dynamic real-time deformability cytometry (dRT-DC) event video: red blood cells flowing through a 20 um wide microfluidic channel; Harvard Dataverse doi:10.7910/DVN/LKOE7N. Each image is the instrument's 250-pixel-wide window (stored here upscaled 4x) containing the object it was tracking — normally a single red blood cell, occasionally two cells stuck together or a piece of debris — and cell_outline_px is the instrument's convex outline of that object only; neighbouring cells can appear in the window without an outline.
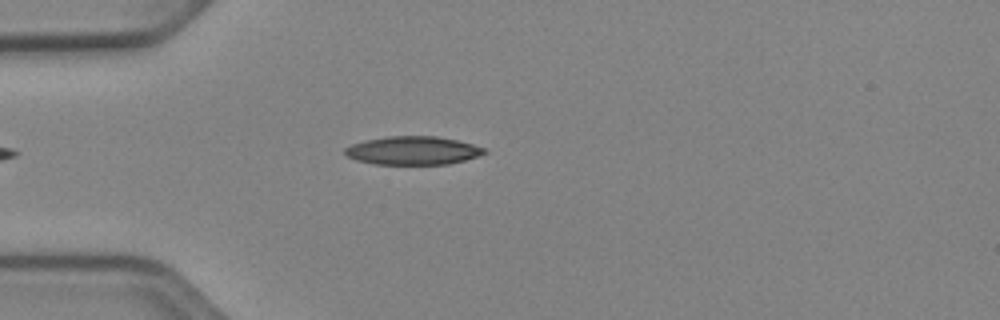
{"species": "Egyptian fruit bat (a non-hibernating species)", "species_latin": "Rousettus aegyptiacus", "temperature_condition": "cold", "stored_images_in_passage": 35, "camera_frame_rate_fps": 3000, "um_per_image_px": 0.085, "animal": {"sex": "female"}, "frame": {"image": 1, "passage_image": 1, "time_ms": 0.0, "image_size_px": [1000, 320], "cell_outline_px": [[488, 152], [464, 160], [448, 164], [372, 164], [356, 160], [348, 156], [344, 152], [344, 148], [352, 144], [368, 140], [388, 136], [436, 136], [456, 140], [472, 144], [484, 148]], "centroid_in_image_um": [35.08, 12.8], "position_along_channel_um": 49.9, "area_um2": 22.83}}
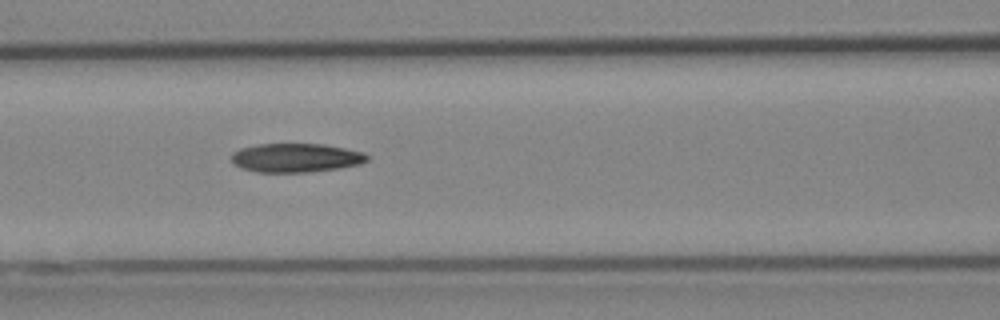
{"frame": {"image": 2, "passage_image": 9, "time_ms": 2.667, "image_size_px": [1000, 320], "cell_outline_px": [[368, 160], [360, 164], [336, 168], [308, 172], [256, 172], [240, 168], [232, 160], [232, 152], [240, 148], [260, 144], [324, 144], [364, 152], [368, 156]], "centroid_in_image_um": [25.14, 13.41], "position_along_channel_um": 141.5, "area_um2": 22.72}}
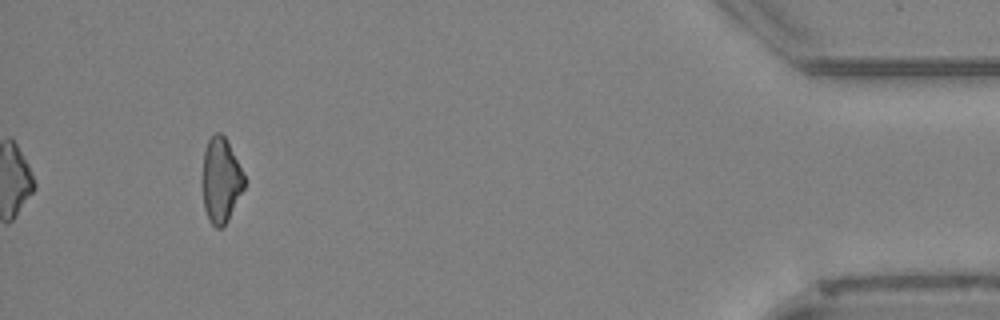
{"frame": {"image": 3, "passage_image": 35, "time_ms": 11.333, "image_size_px": [1000, 320], "cell_outline_px": [[244, 188], [228, 220], [220, 228], [216, 228], [208, 220], [204, 208], [200, 180], [200, 176], [204, 152], [208, 140], [216, 132], [220, 132], [224, 136], [244, 172]], "centroid_in_image_um": [18.73, 15.33], "position_along_channel_um": 416.5, "area_um2": 21.1}, "authors_computed_cell_mechanics": {"area_um2": 22.7732, "velocity_mm_per_s": 3.9351, "shape_relaxation_time_tau1_ms": 8.7218, "shape_relaxation_time_tau2_ms": null, "deformation_change_tau1": 0.1962, "deformation_change_tau2": null}}